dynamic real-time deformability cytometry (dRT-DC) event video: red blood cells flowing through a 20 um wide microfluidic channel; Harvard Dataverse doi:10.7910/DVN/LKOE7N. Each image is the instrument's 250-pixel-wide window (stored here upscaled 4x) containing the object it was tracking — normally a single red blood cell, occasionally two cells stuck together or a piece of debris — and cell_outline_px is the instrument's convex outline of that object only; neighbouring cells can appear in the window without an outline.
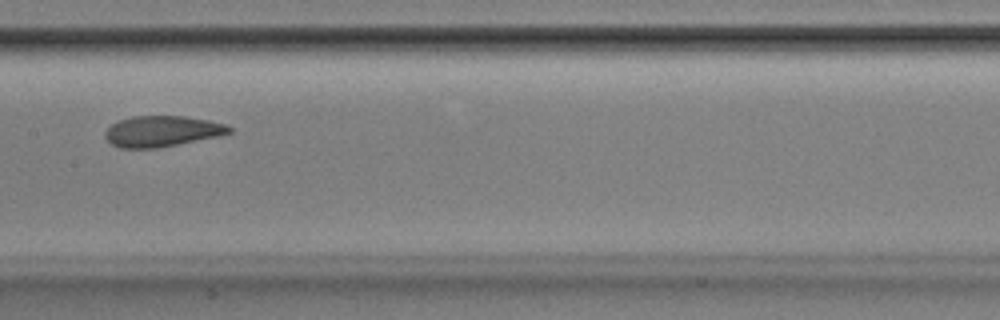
{"species": "Egyptian fruit bat (a non-hibernating species)", "species_latin": "Rousettus aegyptiacus", "temperature_condition": "room temperature", "stored_images_in_passage": 49, "camera_frame_rate_fps": 3000, "um_per_image_px": 0.085, "animal": {"sex": "male"}, "frame": {"image": 1, "passage_image": 23, "time_ms": 7.333, "image_size_px": [1000, 320], "cell_outline_px": [[232, 132], [220, 136], [160, 148], [120, 148], [112, 144], [104, 136], [104, 132], [112, 124], [120, 120], [132, 116], [184, 116], [208, 120], [228, 124], [232, 128]], "centroid_in_image_um": [13.81, 11.16], "position_along_channel_um": 193.6, "area_um2": 22.48}}
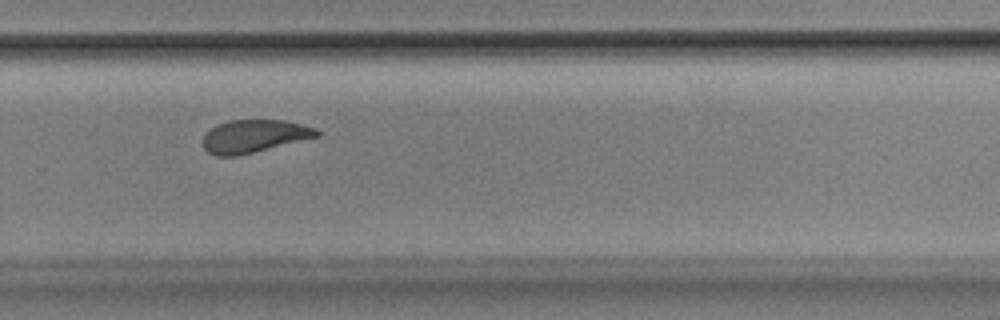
{"frame": {"image": 2, "passage_image": 32, "time_ms": 10.333, "image_size_px": [1000, 320], "cell_outline_px": [[320, 136], [236, 156], [216, 156], [208, 152], [204, 148], [204, 136], [216, 124], [228, 120], [284, 120], [316, 128], [320, 132]], "centroid_in_image_um": [21.6, 11.57], "position_along_channel_um": 308.2, "area_um2": 21.56}}
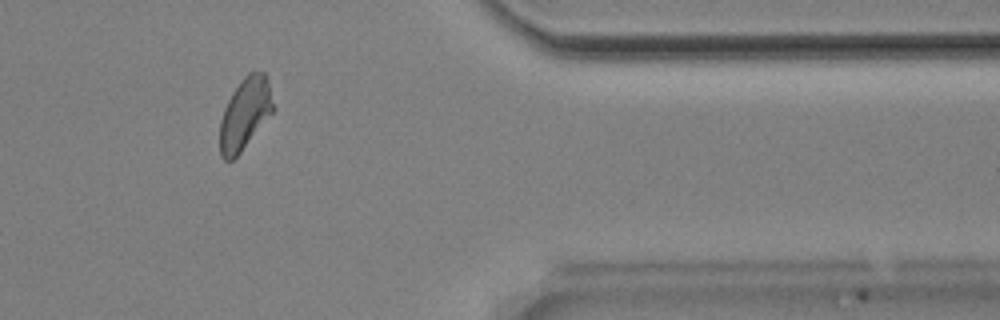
{"frame": {"image": 3, "passage_image": 40, "time_ms": 13.0, "image_size_px": [1000, 320], "cell_outline_px": [[276, 108], [240, 152], [232, 160], [224, 160], [220, 156], [220, 120], [224, 108], [232, 92], [240, 80], [248, 72], [264, 72], [268, 80]], "centroid_in_image_um": [20.83, 9.64], "position_along_channel_um": 390.6, "area_um2": 22.25}, "authors_computed_cell_mechanics": {"area_um2": 22.8888, "velocity_mm_per_s": 3.8444, "shape_relaxation_time_tau1_ms": 7.1538, "shape_relaxation_time_tau2_ms": 1.7874, "deformation_change_tau1": 0.1735, "deformation_change_tau2": 0.0874}}